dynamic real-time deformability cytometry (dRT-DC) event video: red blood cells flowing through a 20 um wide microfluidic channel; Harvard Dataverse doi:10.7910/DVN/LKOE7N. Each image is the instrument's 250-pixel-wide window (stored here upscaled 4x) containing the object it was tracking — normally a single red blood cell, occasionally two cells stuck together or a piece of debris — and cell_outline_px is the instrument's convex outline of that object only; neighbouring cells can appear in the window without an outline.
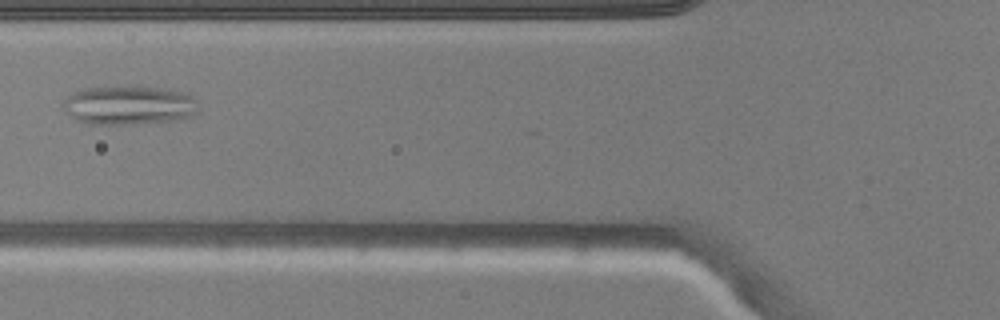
{"species": "common noctule bat (a hibernating species)", "species_latin": "Nyctalus noctula", "temperature_condition": "warm", "stored_images_in_passage": 5, "camera_frame_rate_fps": 3000, "um_per_image_px": 0.085, "animal": {"sex": "male", "body_mass_g": 20.5, "forearm_length_mm": 52.5}, "frame": {"image": 1, "passage_image": 5, "time_ms": 5.0, "image_size_px": [1000, 320], "cell_outline_px": [[200, 112], [188, 116], [172, 120], [136, 124], [88, 124], [76, 120], [64, 108], [64, 100], [68, 96], [84, 88], [160, 88], [184, 92], [192, 96], [196, 100]], "centroid_in_image_um": [10.99, 8.97], "position_along_channel_um": 114.8, "area_um2": 30.0}}